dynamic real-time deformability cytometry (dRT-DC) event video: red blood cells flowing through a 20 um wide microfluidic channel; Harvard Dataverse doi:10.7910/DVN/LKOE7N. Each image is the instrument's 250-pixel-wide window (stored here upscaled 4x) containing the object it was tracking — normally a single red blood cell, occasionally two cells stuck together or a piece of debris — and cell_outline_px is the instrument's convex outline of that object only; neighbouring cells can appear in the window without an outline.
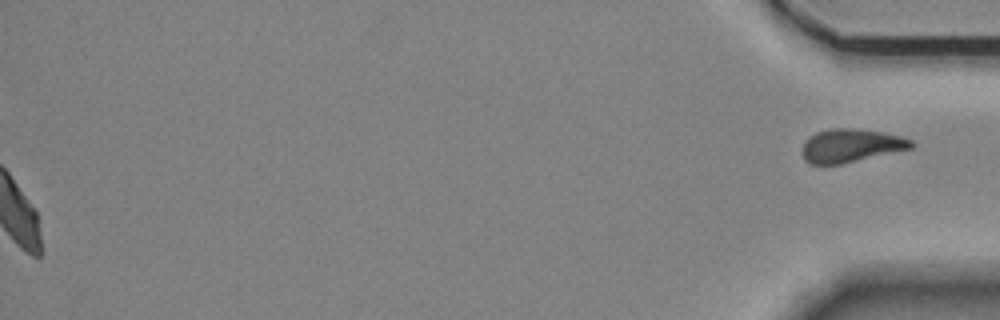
{"species": "Egyptian fruit bat (a non-hibernating species)", "species_latin": "Rousettus aegyptiacus", "temperature_condition": "room temperature", "stored_images_in_passage": 57, "camera_frame_rate_fps": 3000, "um_per_image_px": 0.085, "animal": {"sex": "female"}, "frame": {"image": 1, "passage_image": 57, "time_ms": 18.667, "image_size_px": [1000, 320], "cell_outline_px": [[916, 144], [912, 148], [840, 164], [812, 164], [804, 160], [804, 140], [808, 136], [816, 132], [828, 128], [852, 128], [884, 132], [900, 136], [912, 140]], "centroid_in_image_um": [72.33, 12.35], "position_along_channel_um": 362.9, "area_um2": 21.1}}